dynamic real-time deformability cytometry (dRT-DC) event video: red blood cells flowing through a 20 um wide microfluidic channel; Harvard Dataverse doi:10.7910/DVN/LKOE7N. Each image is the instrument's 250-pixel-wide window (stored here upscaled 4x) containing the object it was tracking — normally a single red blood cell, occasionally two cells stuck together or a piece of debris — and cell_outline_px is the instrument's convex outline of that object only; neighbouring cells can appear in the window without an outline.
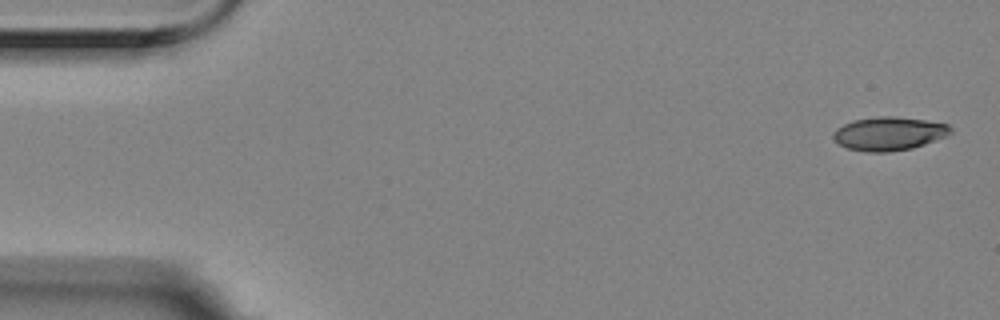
{"species": "Egyptian fruit bat (a non-hibernating species)", "species_latin": "Rousettus aegyptiacus", "temperature_condition": "room temperature", "stored_images_in_passage": 5, "camera_frame_rate_fps": 3000, "um_per_image_px": 0.085, "animal": {"sex": "female"}, "frame": {"image": 1, "passage_image": 1, "time_ms": 0.0, "image_size_px": [1000, 320], "cell_outline_px": [[952, 132], [948, 136], [912, 148], [888, 152], [864, 152], [848, 148], [840, 144], [832, 136], [832, 132], [836, 128], [844, 124], [856, 120], [880, 116], [896, 116], [924, 120], [948, 124], [952, 128]], "centroid_in_image_um": [75.58, 11.36], "position_along_channel_um": 9.4, "area_um2": 22.89}}